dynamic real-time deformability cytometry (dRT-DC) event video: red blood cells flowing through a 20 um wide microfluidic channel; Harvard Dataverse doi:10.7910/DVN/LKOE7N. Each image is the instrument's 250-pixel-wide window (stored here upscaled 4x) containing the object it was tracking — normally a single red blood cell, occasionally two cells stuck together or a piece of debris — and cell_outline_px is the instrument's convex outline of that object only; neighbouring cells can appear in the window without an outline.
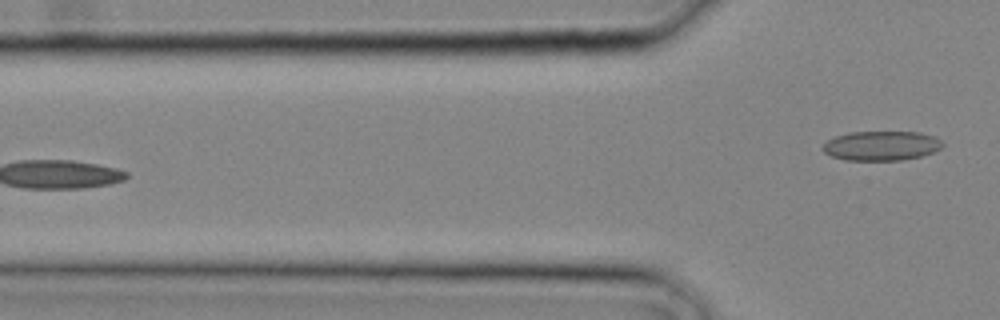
{"species": "common noctule bat (a hibernating species)", "species_latin": "Nyctalus noctula", "temperature_condition": "cold", "stored_images_in_passage": 12, "camera_frame_rate_fps": 3000, "um_per_image_px": 0.085, "animal": {"sex": "male", "body_mass_g": 20.4}, "frame": {"image": 1, "passage_image": 12, "time_ms": 3.667, "image_size_px": [1000, 320], "cell_outline_px": [[944, 144], [940, 148], [932, 152], [920, 156], [904, 160], [844, 160], [832, 156], [824, 152], [820, 148], [828, 140], [836, 136], [848, 132], [920, 132], [932, 136], [940, 140]], "centroid_in_image_um": [74.88, 12.39], "position_along_channel_um": 50.9, "area_um2": 20.52}}